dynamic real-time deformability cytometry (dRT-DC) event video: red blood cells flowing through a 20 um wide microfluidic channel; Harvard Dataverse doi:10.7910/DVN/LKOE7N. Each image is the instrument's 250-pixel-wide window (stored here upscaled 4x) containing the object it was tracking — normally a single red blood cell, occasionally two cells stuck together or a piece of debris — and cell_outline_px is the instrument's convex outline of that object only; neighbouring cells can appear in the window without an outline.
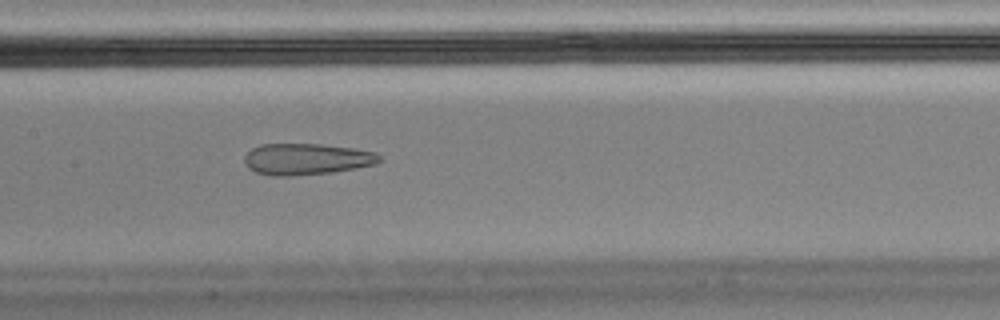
{"species": "Egyptian fruit bat (a non-hibernating species)", "species_latin": "Rousettus aegyptiacus", "temperature_condition": "cold", "stored_images_in_passage": 43, "camera_frame_rate_fps": 3000, "um_per_image_px": 0.085, "animal": {"sex": "male"}, "frame": {"image": 1, "passage_image": 13, "time_ms": 4.0, "image_size_px": [1000, 320], "cell_outline_px": [[380, 160], [376, 164], [356, 168], [332, 172], [292, 176], [272, 176], [256, 172], [248, 168], [244, 160], [244, 156], [252, 148], [260, 144], [320, 144], [352, 148], [376, 152], [380, 156]], "centroid_in_image_um": [26.04, 13.52], "position_along_channel_um": 181.4, "area_um2": 24.68}, "authors_computed_cell_mechanics": {"area_um2": 27.9752, "velocity_mm_per_s": 3.4829, "shape_relaxation_time_tau1_ms": null, "shape_relaxation_time_tau2_ms": 2.311, "deformation_change_tau1": null, "deformation_change_tau2": 0.1114}}